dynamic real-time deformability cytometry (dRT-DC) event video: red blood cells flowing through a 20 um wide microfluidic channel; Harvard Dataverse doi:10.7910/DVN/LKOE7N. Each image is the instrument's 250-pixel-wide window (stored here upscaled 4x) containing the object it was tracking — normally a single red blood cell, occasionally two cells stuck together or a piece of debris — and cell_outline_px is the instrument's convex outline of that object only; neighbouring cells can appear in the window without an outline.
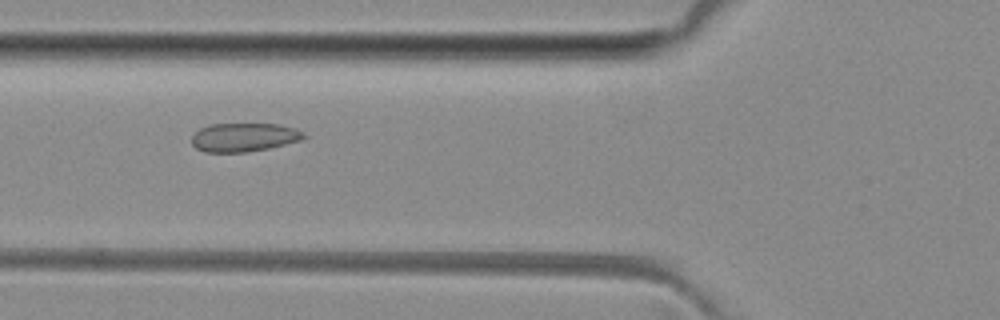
{"species": "common noctule bat (a hibernating species)", "species_latin": "Nyctalus noctula", "temperature_condition": "room temperature", "stored_images_in_passage": 8, "camera_frame_rate_fps": 3000, "um_per_image_px": 0.085, "animal": {"sex": "female", "body_mass_g": 29.2, "forearm_length_mm": 56.3}, "frame": {"image": 1, "passage_image": 6, "time_ms": 5.667, "image_size_px": [1000, 320], "cell_outline_px": [[308, 136], [300, 140], [268, 148], [244, 152], [204, 152], [196, 148], [192, 144], [192, 136], [200, 128], [208, 124], [276, 124], [296, 128], [304, 132]], "centroid_in_image_um": [20.73, 11.66], "position_along_channel_um": 105.1, "area_um2": 18.67}}
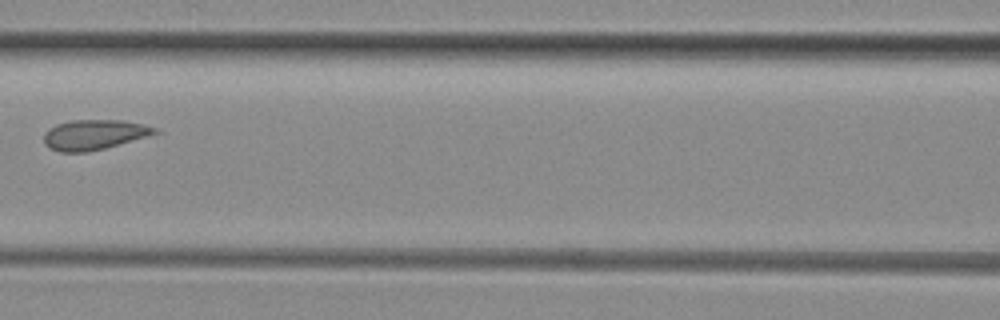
{"frame": {"image": 2, "passage_image": 7, "time_ms": 7.0, "image_size_px": [1000, 320], "cell_outline_px": [[160, 132], [148, 136], [104, 148], [88, 152], [60, 152], [48, 148], [44, 144], [44, 132], [48, 128], [56, 124], [72, 120], [124, 120], [144, 124], [160, 128]], "centroid_in_image_um": [8.0, 11.44], "position_along_channel_um": 158.6, "area_um2": 19.65}}
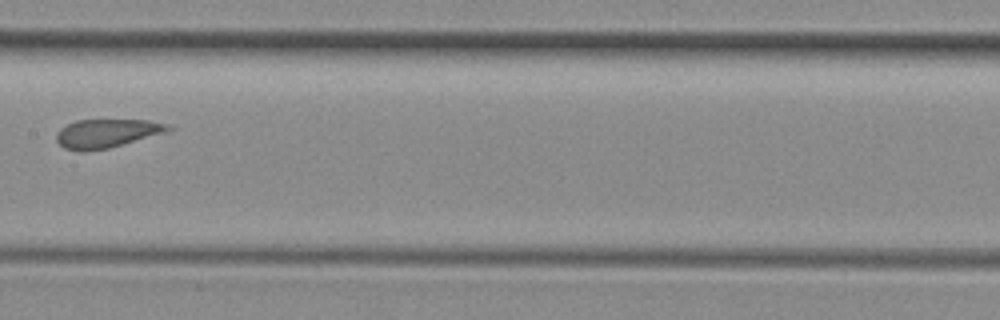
{"frame": {"image": 3, "passage_image": 8, "time_ms": 8.0, "image_size_px": [1000, 320], "cell_outline_px": [[176, 128], [164, 132], [108, 148], [84, 152], [80, 152], [64, 148], [56, 140], [56, 132], [60, 128], [76, 120], [148, 120], [164, 124]], "centroid_in_image_um": [9.0, 11.34], "position_along_channel_um": 198.4, "area_um2": 18.44}}